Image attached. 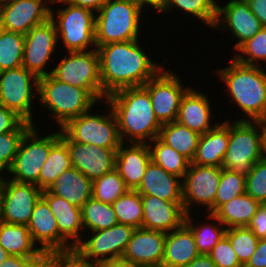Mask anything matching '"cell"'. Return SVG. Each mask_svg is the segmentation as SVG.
<instances>
[{
  "mask_svg": "<svg viewBox=\"0 0 266 267\" xmlns=\"http://www.w3.org/2000/svg\"><path fill=\"white\" fill-rule=\"evenodd\" d=\"M139 43L130 40L97 46L101 87L106 96L120 89L143 86L164 68L153 62Z\"/></svg>",
  "mask_w": 266,
  "mask_h": 267,
  "instance_id": "obj_1",
  "label": "cell"
},
{
  "mask_svg": "<svg viewBox=\"0 0 266 267\" xmlns=\"http://www.w3.org/2000/svg\"><path fill=\"white\" fill-rule=\"evenodd\" d=\"M105 103L111 106L116 116L122 142L148 144L159 136L162 124L155 116L149 92L144 86L120 89L108 95Z\"/></svg>",
  "mask_w": 266,
  "mask_h": 267,
  "instance_id": "obj_2",
  "label": "cell"
},
{
  "mask_svg": "<svg viewBox=\"0 0 266 267\" xmlns=\"http://www.w3.org/2000/svg\"><path fill=\"white\" fill-rule=\"evenodd\" d=\"M262 66L246 65L232 59L226 68L216 69L225 83L227 94L246 117L237 121L266 120V70Z\"/></svg>",
  "mask_w": 266,
  "mask_h": 267,
  "instance_id": "obj_3",
  "label": "cell"
},
{
  "mask_svg": "<svg viewBox=\"0 0 266 267\" xmlns=\"http://www.w3.org/2000/svg\"><path fill=\"white\" fill-rule=\"evenodd\" d=\"M39 103L62 128L69 120L92 110L98 101L86 90L55 79L51 74L38 80Z\"/></svg>",
  "mask_w": 266,
  "mask_h": 267,
  "instance_id": "obj_4",
  "label": "cell"
},
{
  "mask_svg": "<svg viewBox=\"0 0 266 267\" xmlns=\"http://www.w3.org/2000/svg\"><path fill=\"white\" fill-rule=\"evenodd\" d=\"M95 15L97 46L139 40L143 9L133 0H109Z\"/></svg>",
  "mask_w": 266,
  "mask_h": 267,
  "instance_id": "obj_5",
  "label": "cell"
},
{
  "mask_svg": "<svg viewBox=\"0 0 266 267\" xmlns=\"http://www.w3.org/2000/svg\"><path fill=\"white\" fill-rule=\"evenodd\" d=\"M264 158L263 121H229V143L222 168L247 177Z\"/></svg>",
  "mask_w": 266,
  "mask_h": 267,
  "instance_id": "obj_6",
  "label": "cell"
},
{
  "mask_svg": "<svg viewBox=\"0 0 266 267\" xmlns=\"http://www.w3.org/2000/svg\"><path fill=\"white\" fill-rule=\"evenodd\" d=\"M55 3H59V5L63 3L66 6H62L63 9L60 7L56 11L51 8L50 19L55 24L59 44L62 41L67 52L97 49L95 41L96 13L85 7L71 5L64 0H52V5Z\"/></svg>",
  "mask_w": 266,
  "mask_h": 267,
  "instance_id": "obj_7",
  "label": "cell"
},
{
  "mask_svg": "<svg viewBox=\"0 0 266 267\" xmlns=\"http://www.w3.org/2000/svg\"><path fill=\"white\" fill-rule=\"evenodd\" d=\"M38 132L36 125H33L22 137L9 171L12 175L10 180L33 183L39 187L40 170L50 149L60 140V129L44 137Z\"/></svg>",
  "mask_w": 266,
  "mask_h": 267,
  "instance_id": "obj_8",
  "label": "cell"
},
{
  "mask_svg": "<svg viewBox=\"0 0 266 267\" xmlns=\"http://www.w3.org/2000/svg\"><path fill=\"white\" fill-rule=\"evenodd\" d=\"M110 108L109 114H92L91 110L79 117L69 120L60 128L72 141L80 144L104 147L107 149H118L122 143L116 116Z\"/></svg>",
  "mask_w": 266,
  "mask_h": 267,
  "instance_id": "obj_9",
  "label": "cell"
},
{
  "mask_svg": "<svg viewBox=\"0 0 266 267\" xmlns=\"http://www.w3.org/2000/svg\"><path fill=\"white\" fill-rule=\"evenodd\" d=\"M51 75L71 86L86 89L98 102L107 96L101 87L99 55L96 49L67 52Z\"/></svg>",
  "mask_w": 266,
  "mask_h": 267,
  "instance_id": "obj_10",
  "label": "cell"
},
{
  "mask_svg": "<svg viewBox=\"0 0 266 267\" xmlns=\"http://www.w3.org/2000/svg\"><path fill=\"white\" fill-rule=\"evenodd\" d=\"M38 80L34 73L23 66L0 71V105L34 125L32 98L37 95L33 92H38Z\"/></svg>",
  "mask_w": 266,
  "mask_h": 267,
  "instance_id": "obj_11",
  "label": "cell"
},
{
  "mask_svg": "<svg viewBox=\"0 0 266 267\" xmlns=\"http://www.w3.org/2000/svg\"><path fill=\"white\" fill-rule=\"evenodd\" d=\"M222 174V167L200 166L190 163L182 180V201L185 214L201 205L207 212L215 213V200Z\"/></svg>",
  "mask_w": 266,
  "mask_h": 267,
  "instance_id": "obj_12",
  "label": "cell"
},
{
  "mask_svg": "<svg viewBox=\"0 0 266 267\" xmlns=\"http://www.w3.org/2000/svg\"><path fill=\"white\" fill-rule=\"evenodd\" d=\"M172 72L163 68L143 85L149 92L155 116L161 124L176 121L181 99L190 88L181 84L179 76Z\"/></svg>",
  "mask_w": 266,
  "mask_h": 267,
  "instance_id": "obj_13",
  "label": "cell"
},
{
  "mask_svg": "<svg viewBox=\"0 0 266 267\" xmlns=\"http://www.w3.org/2000/svg\"><path fill=\"white\" fill-rule=\"evenodd\" d=\"M135 228L117 223L108 229L88 232L90 238L82 239L75 247L95 263L121 258Z\"/></svg>",
  "mask_w": 266,
  "mask_h": 267,
  "instance_id": "obj_14",
  "label": "cell"
},
{
  "mask_svg": "<svg viewBox=\"0 0 266 267\" xmlns=\"http://www.w3.org/2000/svg\"><path fill=\"white\" fill-rule=\"evenodd\" d=\"M7 179L3 177L1 221L27 226L35 204L42 197L43 190L33 183Z\"/></svg>",
  "mask_w": 266,
  "mask_h": 267,
  "instance_id": "obj_15",
  "label": "cell"
},
{
  "mask_svg": "<svg viewBox=\"0 0 266 267\" xmlns=\"http://www.w3.org/2000/svg\"><path fill=\"white\" fill-rule=\"evenodd\" d=\"M57 43V30L51 19L33 27L25 34L22 66L38 78L51 74L45 67L58 48Z\"/></svg>",
  "mask_w": 266,
  "mask_h": 267,
  "instance_id": "obj_16",
  "label": "cell"
},
{
  "mask_svg": "<svg viewBox=\"0 0 266 267\" xmlns=\"http://www.w3.org/2000/svg\"><path fill=\"white\" fill-rule=\"evenodd\" d=\"M260 20L250 10L246 0H230L224 6L217 4V17L213 29L228 30L237 39L233 49L237 50L262 28Z\"/></svg>",
  "mask_w": 266,
  "mask_h": 267,
  "instance_id": "obj_17",
  "label": "cell"
},
{
  "mask_svg": "<svg viewBox=\"0 0 266 267\" xmlns=\"http://www.w3.org/2000/svg\"><path fill=\"white\" fill-rule=\"evenodd\" d=\"M51 3L52 0H20L3 5L0 7V28L25 35L51 18Z\"/></svg>",
  "mask_w": 266,
  "mask_h": 267,
  "instance_id": "obj_18",
  "label": "cell"
},
{
  "mask_svg": "<svg viewBox=\"0 0 266 267\" xmlns=\"http://www.w3.org/2000/svg\"><path fill=\"white\" fill-rule=\"evenodd\" d=\"M60 139L67 145L72 167L92 182L115 168L117 149H107L72 141L61 129Z\"/></svg>",
  "mask_w": 266,
  "mask_h": 267,
  "instance_id": "obj_19",
  "label": "cell"
},
{
  "mask_svg": "<svg viewBox=\"0 0 266 267\" xmlns=\"http://www.w3.org/2000/svg\"><path fill=\"white\" fill-rule=\"evenodd\" d=\"M166 233L146 228L134 230L122 258L138 267H161Z\"/></svg>",
  "mask_w": 266,
  "mask_h": 267,
  "instance_id": "obj_20",
  "label": "cell"
},
{
  "mask_svg": "<svg viewBox=\"0 0 266 267\" xmlns=\"http://www.w3.org/2000/svg\"><path fill=\"white\" fill-rule=\"evenodd\" d=\"M33 243L40 251L49 252L64 250L73 246L59 233L56 218L48 203L41 197L33 208L30 222L27 225Z\"/></svg>",
  "mask_w": 266,
  "mask_h": 267,
  "instance_id": "obj_21",
  "label": "cell"
},
{
  "mask_svg": "<svg viewBox=\"0 0 266 267\" xmlns=\"http://www.w3.org/2000/svg\"><path fill=\"white\" fill-rule=\"evenodd\" d=\"M141 199L143 228L168 233L184 223L183 201H165L151 195H141Z\"/></svg>",
  "mask_w": 266,
  "mask_h": 267,
  "instance_id": "obj_22",
  "label": "cell"
},
{
  "mask_svg": "<svg viewBox=\"0 0 266 267\" xmlns=\"http://www.w3.org/2000/svg\"><path fill=\"white\" fill-rule=\"evenodd\" d=\"M198 91L190 86L183 95L176 121L201 135L215 128L219 123L212 125L211 116L214 113H211L210 99Z\"/></svg>",
  "mask_w": 266,
  "mask_h": 267,
  "instance_id": "obj_23",
  "label": "cell"
},
{
  "mask_svg": "<svg viewBox=\"0 0 266 267\" xmlns=\"http://www.w3.org/2000/svg\"><path fill=\"white\" fill-rule=\"evenodd\" d=\"M124 145L122 142L117 149L115 169L129 190H136L151 161L149 145L146 143H131L130 146L125 145V147Z\"/></svg>",
  "mask_w": 266,
  "mask_h": 267,
  "instance_id": "obj_24",
  "label": "cell"
},
{
  "mask_svg": "<svg viewBox=\"0 0 266 267\" xmlns=\"http://www.w3.org/2000/svg\"><path fill=\"white\" fill-rule=\"evenodd\" d=\"M136 191L165 201H182V179L151 160Z\"/></svg>",
  "mask_w": 266,
  "mask_h": 267,
  "instance_id": "obj_25",
  "label": "cell"
},
{
  "mask_svg": "<svg viewBox=\"0 0 266 267\" xmlns=\"http://www.w3.org/2000/svg\"><path fill=\"white\" fill-rule=\"evenodd\" d=\"M42 198L48 203L56 218L59 233L75 247L82 240L81 232H84L82 231L84 227L81 208L72 205L64 198L51 194L47 189L43 190Z\"/></svg>",
  "mask_w": 266,
  "mask_h": 267,
  "instance_id": "obj_26",
  "label": "cell"
},
{
  "mask_svg": "<svg viewBox=\"0 0 266 267\" xmlns=\"http://www.w3.org/2000/svg\"><path fill=\"white\" fill-rule=\"evenodd\" d=\"M229 143V120L200 135L195 155L191 161L200 166L222 167Z\"/></svg>",
  "mask_w": 266,
  "mask_h": 267,
  "instance_id": "obj_27",
  "label": "cell"
},
{
  "mask_svg": "<svg viewBox=\"0 0 266 267\" xmlns=\"http://www.w3.org/2000/svg\"><path fill=\"white\" fill-rule=\"evenodd\" d=\"M200 255L191 229L183 223L166 233L161 267H184Z\"/></svg>",
  "mask_w": 266,
  "mask_h": 267,
  "instance_id": "obj_28",
  "label": "cell"
},
{
  "mask_svg": "<svg viewBox=\"0 0 266 267\" xmlns=\"http://www.w3.org/2000/svg\"><path fill=\"white\" fill-rule=\"evenodd\" d=\"M47 190L81 208L92 197V181L78 169L71 167L58 176Z\"/></svg>",
  "mask_w": 266,
  "mask_h": 267,
  "instance_id": "obj_29",
  "label": "cell"
},
{
  "mask_svg": "<svg viewBox=\"0 0 266 267\" xmlns=\"http://www.w3.org/2000/svg\"><path fill=\"white\" fill-rule=\"evenodd\" d=\"M261 203L244 193L223 204L214 215L226 227L248 226Z\"/></svg>",
  "mask_w": 266,
  "mask_h": 267,
  "instance_id": "obj_30",
  "label": "cell"
},
{
  "mask_svg": "<svg viewBox=\"0 0 266 267\" xmlns=\"http://www.w3.org/2000/svg\"><path fill=\"white\" fill-rule=\"evenodd\" d=\"M0 245L11 256L31 257L40 252L39 247L33 243L26 225L0 221Z\"/></svg>",
  "mask_w": 266,
  "mask_h": 267,
  "instance_id": "obj_31",
  "label": "cell"
},
{
  "mask_svg": "<svg viewBox=\"0 0 266 267\" xmlns=\"http://www.w3.org/2000/svg\"><path fill=\"white\" fill-rule=\"evenodd\" d=\"M158 138L177 152L192 161L200 134L177 121L162 124Z\"/></svg>",
  "mask_w": 266,
  "mask_h": 267,
  "instance_id": "obj_32",
  "label": "cell"
},
{
  "mask_svg": "<svg viewBox=\"0 0 266 267\" xmlns=\"http://www.w3.org/2000/svg\"><path fill=\"white\" fill-rule=\"evenodd\" d=\"M191 216V213L185 214L184 223L191 229L199 253L208 255L218 241L225 236L227 228L212 213L207 215L209 224L205 222L203 224L200 223V225L196 224V226L193 225L194 223L192 222H194V219ZM212 219L214 221L213 223L210 222ZM215 221L216 224H214Z\"/></svg>",
  "mask_w": 266,
  "mask_h": 267,
  "instance_id": "obj_33",
  "label": "cell"
},
{
  "mask_svg": "<svg viewBox=\"0 0 266 267\" xmlns=\"http://www.w3.org/2000/svg\"><path fill=\"white\" fill-rule=\"evenodd\" d=\"M72 167L70 153L67 145L60 139L51 149L47 160L44 162L39 174V188L42 190L48 187L64 171Z\"/></svg>",
  "mask_w": 266,
  "mask_h": 267,
  "instance_id": "obj_34",
  "label": "cell"
},
{
  "mask_svg": "<svg viewBox=\"0 0 266 267\" xmlns=\"http://www.w3.org/2000/svg\"><path fill=\"white\" fill-rule=\"evenodd\" d=\"M150 142L152 143H148V145L151 160L162 167L166 172L174 174L182 179L191 161L170 146H167L158 137Z\"/></svg>",
  "mask_w": 266,
  "mask_h": 267,
  "instance_id": "obj_35",
  "label": "cell"
},
{
  "mask_svg": "<svg viewBox=\"0 0 266 267\" xmlns=\"http://www.w3.org/2000/svg\"><path fill=\"white\" fill-rule=\"evenodd\" d=\"M81 215L84 231L87 232L108 229L118 223L112 205L93 197L81 207Z\"/></svg>",
  "mask_w": 266,
  "mask_h": 267,
  "instance_id": "obj_36",
  "label": "cell"
},
{
  "mask_svg": "<svg viewBox=\"0 0 266 267\" xmlns=\"http://www.w3.org/2000/svg\"><path fill=\"white\" fill-rule=\"evenodd\" d=\"M215 0H165L159 13L167 14L174 8L201 20L206 26L214 27L217 17ZM167 12V13H166Z\"/></svg>",
  "mask_w": 266,
  "mask_h": 267,
  "instance_id": "obj_37",
  "label": "cell"
},
{
  "mask_svg": "<svg viewBox=\"0 0 266 267\" xmlns=\"http://www.w3.org/2000/svg\"><path fill=\"white\" fill-rule=\"evenodd\" d=\"M25 35L0 28V71L22 66Z\"/></svg>",
  "mask_w": 266,
  "mask_h": 267,
  "instance_id": "obj_38",
  "label": "cell"
},
{
  "mask_svg": "<svg viewBox=\"0 0 266 267\" xmlns=\"http://www.w3.org/2000/svg\"><path fill=\"white\" fill-rule=\"evenodd\" d=\"M118 223L130 225L135 229L141 228L143 223V203L141 194L136 190H129L120 196L113 204Z\"/></svg>",
  "mask_w": 266,
  "mask_h": 267,
  "instance_id": "obj_39",
  "label": "cell"
},
{
  "mask_svg": "<svg viewBox=\"0 0 266 267\" xmlns=\"http://www.w3.org/2000/svg\"><path fill=\"white\" fill-rule=\"evenodd\" d=\"M128 191L129 188L115 168L92 182V197L103 203L112 205Z\"/></svg>",
  "mask_w": 266,
  "mask_h": 267,
  "instance_id": "obj_40",
  "label": "cell"
},
{
  "mask_svg": "<svg viewBox=\"0 0 266 267\" xmlns=\"http://www.w3.org/2000/svg\"><path fill=\"white\" fill-rule=\"evenodd\" d=\"M225 236L229 239L238 260L244 266L256 251L259 239L247 226L227 228Z\"/></svg>",
  "mask_w": 266,
  "mask_h": 267,
  "instance_id": "obj_41",
  "label": "cell"
},
{
  "mask_svg": "<svg viewBox=\"0 0 266 267\" xmlns=\"http://www.w3.org/2000/svg\"><path fill=\"white\" fill-rule=\"evenodd\" d=\"M32 126L23 121L14 131L0 134V177L4 170L9 173L21 139Z\"/></svg>",
  "mask_w": 266,
  "mask_h": 267,
  "instance_id": "obj_42",
  "label": "cell"
},
{
  "mask_svg": "<svg viewBox=\"0 0 266 267\" xmlns=\"http://www.w3.org/2000/svg\"><path fill=\"white\" fill-rule=\"evenodd\" d=\"M246 193V177L223 169L215 200V212L231 199Z\"/></svg>",
  "mask_w": 266,
  "mask_h": 267,
  "instance_id": "obj_43",
  "label": "cell"
},
{
  "mask_svg": "<svg viewBox=\"0 0 266 267\" xmlns=\"http://www.w3.org/2000/svg\"><path fill=\"white\" fill-rule=\"evenodd\" d=\"M236 51L233 56L238 62L252 65L261 66L259 63L266 62V27H262L251 39L244 42Z\"/></svg>",
  "mask_w": 266,
  "mask_h": 267,
  "instance_id": "obj_44",
  "label": "cell"
},
{
  "mask_svg": "<svg viewBox=\"0 0 266 267\" xmlns=\"http://www.w3.org/2000/svg\"><path fill=\"white\" fill-rule=\"evenodd\" d=\"M47 267H97V263L84 256L76 247L46 252Z\"/></svg>",
  "mask_w": 266,
  "mask_h": 267,
  "instance_id": "obj_45",
  "label": "cell"
},
{
  "mask_svg": "<svg viewBox=\"0 0 266 267\" xmlns=\"http://www.w3.org/2000/svg\"><path fill=\"white\" fill-rule=\"evenodd\" d=\"M246 194L266 204V159L256 162L246 177Z\"/></svg>",
  "mask_w": 266,
  "mask_h": 267,
  "instance_id": "obj_46",
  "label": "cell"
},
{
  "mask_svg": "<svg viewBox=\"0 0 266 267\" xmlns=\"http://www.w3.org/2000/svg\"><path fill=\"white\" fill-rule=\"evenodd\" d=\"M208 255L217 267H243L226 236L218 241Z\"/></svg>",
  "mask_w": 266,
  "mask_h": 267,
  "instance_id": "obj_47",
  "label": "cell"
},
{
  "mask_svg": "<svg viewBox=\"0 0 266 267\" xmlns=\"http://www.w3.org/2000/svg\"><path fill=\"white\" fill-rule=\"evenodd\" d=\"M0 267H47L46 252L40 251L36 256H9Z\"/></svg>",
  "mask_w": 266,
  "mask_h": 267,
  "instance_id": "obj_48",
  "label": "cell"
},
{
  "mask_svg": "<svg viewBox=\"0 0 266 267\" xmlns=\"http://www.w3.org/2000/svg\"><path fill=\"white\" fill-rule=\"evenodd\" d=\"M23 121L14 111L0 105V134L14 131Z\"/></svg>",
  "mask_w": 266,
  "mask_h": 267,
  "instance_id": "obj_49",
  "label": "cell"
},
{
  "mask_svg": "<svg viewBox=\"0 0 266 267\" xmlns=\"http://www.w3.org/2000/svg\"><path fill=\"white\" fill-rule=\"evenodd\" d=\"M247 227L258 239L266 238V204H261Z\"/></svg>",
  "mask_w": 266,
  "mask_h": 267,
  "instance_id": "obj_50",
  "label": "cell"
},
{
  "mask_svg": "<svg viewBox=\"0 0 266 267\" xmlns=\"http://www.w3.org/2000/svg\"><path fill=\"white\" fill-rule=\"evenodd\" d=\"M243 267H266V238L259 239L256 251Z\"/></svg>",
  "mask_w": 266,
  "mask_h": 267,
  "instance_id": "obj_51",
  "label": "cell"
},
{
  "mask_svg": "<svg viewBox=\"0 0 266 267\" xmlns=\"http://www.w3.org/2000/svg\"><path fill=\"white\" fill-rule=\"evenodd\" d=\"M250 10L260 20L263 27H266V0H246Z\"/></svg>",
  "mask_w": 266,
  "mask_h": 267,
  "instance_id": "obj_52",
  "label": "cell"
},
{
  "mask_svg": "<svg viewBox=\"0 0 266 267\" xmlns=\"http://www.w3.org/2000/svg\"><path fill=\"white\" fill-rule=\"evenodd\" d=\"M64 1L74 6L88 8L96 13L109 0H64Z\"/></svg>",
  "mask_w": 266,
  "mask_h": 267,
  "instance_id": "obj_53",
  "label": "cell"
},
{
  "mask_svg": "<svg viewBox=\"0 0 266 267\" xmlns=\"http://www.w3.org/2000/svg\"><path fill=\"white\" fill-rule=\"evenodd\" d=\"M97 267H138V266H135L134 264L130 263L129 261L121 257L99 262L97 263Z\"/></svg>",
  "mask_w": 266,
  "mask_h": 267,
  "instance_id": "obj_54",
  "label": "cell"
},
{
  "mask_svg": "<svg viewBox=\"0 0 266 267\" xmlns=\"http://www.w3.org/2000/svg\"><path fill=\"white\" fill-rule=\"evenodd\" d=\"M184 267H217L209 255L200 254Z\"/></svg>",
  "mask_w": 266,
  "mask_h": 267,
  "instance_id": "obj_55",
  "label": "cell"
},
{
  "mask_svg": "<svg viewBox=\"0 0 266 267\" xmlns=\"http://www.w3.org/2000/svg\"><path fill=\"white\" fill-rule=\"evenodd\" d=\"M135 3H137L143 10L147 9L146 7L149 6L152 7L153 10H157L158 12L161 10L164 1L165 0H133Z\"/></svg>",
  "mask_w": 266,
  "mask_h": 267,
  "instance_id": "obj_56",
  "label": "cell"
},
{
  "mask_svg": "<svg viewBox=\"0 0 266 267\" xmlns=\"http://www.w3.org/2000/svg\"><path fill=\"white\" fill-rule=\"evenodd\" d=\"M10 254L0 245V265L3 261H5Z\"/></svg>",
  "mask_w": 266,
  "mask_h": 267,
  "instance_id": "obj_57",
  "label": "cell"
},
{
  "mask_svg": "<svg viewBox=\"0 0 266 267\" xmlns=\"http://www.w3.org/2000/svg\"><path fill=\"white\" fill-rule=\"evenodd\" d=\"M3 176L0 177V221L2 216Z\"/></svg>",
  "mask_w": 266,
  "mask_h": 267,
  "instance_id": "obj_58",
  "label": "cell"
},
{
  "mask_svg": "<svg viewBox=\"0 0 266 267\" xmlns=\"http://www.w3.org/2000/svg\"><path fill=\"white\" fill-rule=\"evenodd\" d=\"M264 124V158L266 159V120L263 121Z\"/></svg>",
  "mask_w": 266,
  "mask_h": 267,
  "instance_id": "obj_59",
  "label": "cell"
},
{
  "mask_svg": "<svg viewBox=\"0 0 266 267\" xmlns=\"http://www.w3.org/2000/svg\"><path fill=\"white\" fill-rule=\"evenodd\" d=\"M15 1H20V0H0V7Z\"/></svg>",
  "mask_w": 266,
  "mask_h": 267,
  "instance_id": "obj_60",
  "label": "cell"
}]
</instances>
